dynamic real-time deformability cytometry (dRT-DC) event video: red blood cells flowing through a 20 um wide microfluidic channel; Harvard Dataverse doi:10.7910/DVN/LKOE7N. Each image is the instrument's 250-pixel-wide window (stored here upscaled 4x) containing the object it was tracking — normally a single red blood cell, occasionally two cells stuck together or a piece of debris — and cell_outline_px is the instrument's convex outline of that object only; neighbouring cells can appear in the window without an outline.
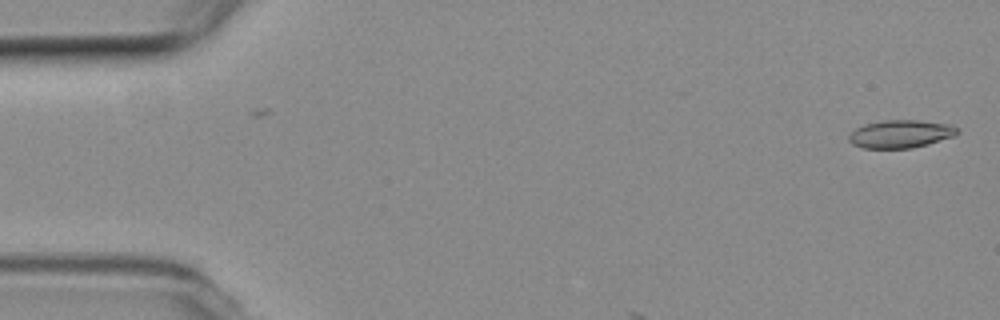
{"species": "common noctule bat (a hibernating species)", "species_latin": "Nyctalus noctula", "temperature_condition": "room temperature", "stored_images_in_passage": 8, "camera_frame_rate_fps": 3000, "um_per_image_px": 0.085, "animal": {"sex": "female", "body_mass_g": 19.3, "forearm_length_mm": 54.1}, "frame": {"image": 1, "passage_image": 1, "time_ms": 0.0, "image_size_px": [1000, 320], "cell_outline_px": [[960, 132], [956, 136], [928, 144], [912, 148], [864, 148], [852, 144], [848, 140], [848, 136], [856, 128], [864, 124], [884, 120], [916, 120], [952, 124], [960, 128]], "centroid_in_image_um": [76.61, 11.38], "position_along_channel_um": 8.4, "area_um2": 17.86}}